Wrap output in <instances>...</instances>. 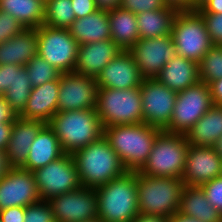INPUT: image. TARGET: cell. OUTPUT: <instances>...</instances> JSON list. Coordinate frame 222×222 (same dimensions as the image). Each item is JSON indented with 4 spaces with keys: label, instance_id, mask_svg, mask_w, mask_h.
<instances>
[{
    "label": "cell",
    "instance_id": "cell-18",
    "mask_svg": "<svg viewBox=\"0 0 222 222\" xmlns=\"http://www.w3.org/2000/svg\"><path fill=\"white\" fill-rule=\"evenodd\" d=\"M143 80L139 67L129 51H121L96 78L98 88L121 90L140 87Z\"/></svg>",
    "mask_w": 222,
    "mask_h": 222
},
{
    "label": "cell",
    "instance_id": "cell-2",
    "mask_svg": "<svg viewBox=\"0 0 222 222\" xmlns=\"http://www.w3.org/2000/svg\"><path fill=\"white\" fill-rule=\"evenodd\" d=\"M162 130L146 123L104 127L103 136L127 171L137 172L146 163L153 143Z\"/></svg>",
    "mask_w": 222,
    "mask_h": 222
},
{
    "label": "cell",
    "instance_id": "cell-51",
    "mask_svg": "<svg viewBox=\"0 0 222 222\" xmlns=\"http://www.w3.org/2000/svg\"><path fill=\"white\" fill-rule=\"evenodd\" d=\"M169 222H200V221L191 218L189 216H184L177 212L169 219Z\"/></svg>",
    "mask_w": 222,
    "mask_h": 222
},
{
    "label": "cell",
    "instance_id": "cell-10",
    "mask_svg": "<svg viewBox=\"0 0 222 222\" xmlns=\"http://www.w3.org/2000/svg\"><path fill=\"white\" fill-rule=\"evenodd\" d=\"M38 55L61 73L74 72L79 44L68 29L37 28Z\"/></svg>",
    "mask_w": 222,
    "mask_h": 222
},
{
    "label": "cell",
    "instance_id": "cell-21",
    "mask_svg": "<svg viewBox=\"0 0 222 222\" xmlns=\"http://www.w3.org/2000/svg\"><path fill=\"white\" fill-rule=\"evenodd\" d=\"M59 86L60 78L33 87L20 117L48 124L58 111Z\"/></svg>",
    "mask_w": 222,
    "mask_h": 222
},
{
    "label": "cell",
    "instance_id": "cell-30",
    "mask_svg": "<svg viewBox=\"0 0 222 222\" xmlns=\"http://www.w3.org/2000/svg\"><path fill=\"white\" fill-rule=\"evenodd\" d=\"M0 11L10 14L26 28L44 24L45 0H0Z\"/></svg>",
    "mask_w": 222,
    "mask_h": 222
},
{
    "label": "cell",
    "instance_id": "cell-50",
    "mask_svg": "<svg viewBox=\"0 0 222 222\" xmlns=\"http://www.w3.org/2000/svg\"><path fill=\"white\" fill-rule=\"evenodd\" d=\"M133 222H169V219L164 216L138 214Z\"/></svg>",
    "mask_w": 222,
    "mask_h": 222
},
{
    "label": "cell",
    "instance_id": "cell-26",
    "mask_svg": "<svg viewBox=\"0 0 222 222\" xmlns=\"http://www.w3.org/2000/svg\"><path fill=\"white\" fill-rule=\"evenodd\" d=\"M178 213L200 222H222V215L209 203L200 186H184Z\"/></svg>",
    "mask_w": 222,
    "mask_h": 222
},
{
    "label": "cell",
    "instance_id": "cell-12",
    "mask_svg": "<svg viewBox=\"0 0 222 222\" xmlns=\"http://www.w3.org/2000/svg\"><path fill=\"white\" fill-rule=\"evenodd\" d=\"M143 122L165 130L171 120L177 92L170 90L156 78L144 79L140 85Z\"/></svg>",
    "mask_w": 222,
    "mask_h": 222
},
{
    "label": "cell",
    "instance_id": "cell-9",
    "mask_svg": "<svg viewBox=\"0 0 222 222\" xmlns=\"http://www.w3.org/2000/svg\"><path fill=\"white\" fill-rule=\"evenodd\" d=\"M213 105L210 87L202 81L178 92L171 120L164 131L185 135Z\"/></svg>",
    "mask_w": 222,
    "mask_h": 222
},
{
    "label": "cell",
    "instance_id": "cell-7",
    "mask_svg": "<svg viewBox=\"0 0 222 222\" xmlns=\"http://www.w3.org/2000/svg\"><path fill=\"white\" fill-rule=\"evenodd\" d=\"M96 111L103 128L143 123L140 87L98 88Z\"/></svg>",
    "mask_w": 222,
    "mask_h": 222
},
{
    "label": "cell",
    "instance_id": "cell-16",
    "mask_svg": "<svg viewBox=\"0 0 222 222\" xmlns=\"http://www.w3.org/2000/svg\"><path fill=\"white\" fill-rule=\"evenodd\" d=\"M40 200L33 172L12 167L0 180V210L13 206L27 207Z\"/></svg>",
    "mask_w": 222,
    "mask_h": 222
},
{
    "label": "cell",
    "instance_id": "cell-8",
    "mask_svg": "<svg viewBox=\"0 0 222 222\" xmlns=\"http://www.w3.org/2000/svg\"><path fill=\"white\" fill-rule=\"evenodd\" d=\"M171 35L177 55L198 63L213 46L206 23L197 10L178 11L173 20Z\"/></svg>",
    "mask_w": 222,
    "mask_h": 222
},
{
    "label": "cell",
    "instance_id": "cell-49",
    "mask_svg": "<svg viewBox=\"0 0 222 222\" xmlns=\"http://www.w3.org/2000/svg\"><path fill=\"white\" fill-rule=\"evenodd\" d=\"M11 165L8 161L6 150L0 149V180H2L11 170Z\"/></svg>",
    "mask_w": 222,
    "mask_h": 222
},
{
    "label": "cell",
    "instance_id": "cell-45",
    "mask_svg": "<svg viewBox=\"0 0 222 222\" xmlns=\"http://www.w3.org/2000/svg\"><path fill=\"white\" fill-rule=\"evenodd\" d=\"M209 87L213 104L222 106V78L212 81Z\"/></svg>",
    "mask_w": 222,
    "mask_h": 222
},
{
    "label": "cell",
    "instance_id": "cell-37",
    "mask_svg": "<svg viewBox=\"0 0 222 222\" xmlns=\"http://www.w3.org/2000/svg\"><path fill=\"white\" fill-rule=\"evenodd\" d=\"M26 29L23 24L10 14L0 11V44L20 34Z\"/></svg>",
    "mask_w": 222,
    "mask_h": 222
},
{
    "label": "cell",
    "instance_id": "cell-24",
    "mask_svg": "<svg viewBox=\"0 0 222 222\" xmlns=\"http://www.w3.org/2000/svg\"><path fill=\"white\" fill-rule=\"evenodd\" d=\"M64 154L54 130L46 124L32 142L26 163L22 168L33 172Z\"/></svg>",
    "mask_w": 222,
    "mask_h": 222
},
{
    "label": "cell",
    "instance_id": "cell-5",
    "mask_svg": "<svg viewBox=\"0 0 222 222\" xmlns=\"http://www.w3.org/2000/svg\"><path fill=\"white\" fill-rule=\"evenodd\" d=\"M184 183L181 178L151 177L137 171L139 214L170 219L178 212Z\"/></svg>",
    "mask_w": 222,
    "mask_h": 222
},
{
    "label": "cell",
    "instance_id": "cell-17",
    "mask_svg": "<svg viewBox=\"0 0 222 222\" xmlns=\"http://www.w3.org/2000/svg\"><path fill=\"white\" fill-rule=\"evenodd\" d=\"M222 158L213 146L188 147L185 169L181 180L184 186H201L221 176Z\"/></svg>",
    "mask_w": 222,
    "mask_h": 222
},
{
    "label": "cell",
    "instance_id": "cell-19",
    "mask_svg": "<svg viewBox=\"0 0 222 222\" xmlns=\"http://www.w3.org/2000/svg\"><path fill=\"white\" fill-rule=\"evenodd\" d=\"M123 51L111 39L79 45L74 72L97 78L103 68Z\"/></svg>",
    "mask_w": 222,
    "mask_h": 222
},
{
    "label": "cell",
    "instance_id": "cell-36",
    "mask_svg": "<svg viewBox=\"0 0 222 222\" xmlns=\"http://www.w3.org/2000/svg\"><path fill=\"white\" fill-rule=\"evenodd\" d=\"M200 187L209 203L222 215V176L215 177Z\"/></svg>",
    "mask_w": 222,
    "mask_h": 222
},
{
    "label": "cell",
    "instance_id": "cell-52",
    "mask_svg": "<svg viewBox=\"0 0 222 222\" xmlns=\"http://www.w3.org/2000/svg\"><path fill=\"white\" fill-rule=\"evenodd\" d=\"M215 148V151L220 155L222 158V136L216 141V143L213 146Z\"/></svg>",
    "mask_w": 222,
    "mask_h": 222
},
{
    "label": "cell",
    "instance_id": "cell-33",
    "mask_svg": "<svg viewBox=\"0 0 222 222\" xmlns=\"http://www.w3.org/2000/svg\"><path fill=\"white\" fill-rule=\"evenodd\" d=\"M200 81L210 84L222 78V45H213L199 62Z\"/></svg>",
    "mask_w": 222,
    "mask_h": 222
},
{
    "label": "cell",
    "instance_id": "cell-42",
    "mask_svg": "<svg viewBox=\"0 0 222 222\" xmlns=\"http://www.w3.org/2000/svg\"><path fill=\"white\" fill-rule=\"evenodd\" d=\"M25 207L13 206L0 210L2 222H24Z\"/></svg>",
    "mask_w": 222,
    "mask_h": 222
},
{
    "label": "cell",
    "instance_id": "cell-48",
    "mask_svg": "<svg viewBox=\"0 0 222 222\" xmlns=\"http://www.w3.org/2000/svg\"><path fill=\"white\" fill-rule=\"evenodd\" d=\"M167 6L176 8L178 11L192 10V0H164Z\"/></svg>",
    "mask_w": 222,
    "mask_h": 222
},
{
    "label": "cell",
    "instance_id": "cell-35",
    "mask_svg": "<svg viewBox=\"0 0 222 222\" xmlns=\"http://www.w3.org/2000/svg\"><path fill=\"white\" fill-rule=\"evenodd\" d=\"M24 222H56L50 202L39 200L25 207Z\"/></svg>",
    "mask_w": 222,
    "mask_h": 222
},
{
    "label": "cell",
    "instance_id": "cell-53",
    "mask_svg": "<svg viewBox=\"0 0 222 222\" xmlns=\"http://www.w3.org/2000/svg\"><path fill=\"white\" fill-rule=\"evenodd\" d=\"M205 0H192V10H196Z\"/></svg>",
    "mask_w": 222,
    "mask_h": 222
},
{
    "label": "cell",
    "instance_id": "cell-29",
    "mask_svg": "<svg viewBox=\"0 0 222 222\" xmlns=\"http://www.w3.org/2000/svg\"><path fill=\"white\" fill-rule=\"evenodd\" d=\"M178 10L167 6L164 9L151 10L136 15L139 38H156L170 35L174 17Z\"/></svg>",
    "mask_w": 222,
    "mask_h": 222
},
{
    "label": "cell",
    "instance_id": "cell-14",
    "mask_svg": "<svg viewBox=\"0 0 222 222\" xmlns=\"http://www.w3.org/2000/svg\"><path fill=\"white\" fill-rule=\"evenodd\" d=\"M56 222H84L98 218L95 188L83 187L49 200Z\"/></svg>",
    "mask_w": 222,
    "mask_h": 222
},
{
    "label": "cell",
    "instance_id": "cell-44",
    "mask_svg": "<svg viewBox=\"0 0 222 222\" xmlns=\"http://www.w3.org/2000/svg\"><path fill=\"white\" fill-rule=\"evenodd\" d=\"M196 10L199 13H222V0H205Z\"/></svg>",
    "mask_w": 222,
    "mask_h": 222
},
{
    "label": "cell",
    "instance_id": "cell-31",
    "mask_svg": "<svg viewBox=\"0 0 222 222\" xmlns=\"http://www.w3.org/2000/svg\"><path fill=\"white\" fill-rule=\"evenodd\" d=\"M32 88L27 70L24 66H19L15 70L14 83L2 95L17 116L23 113Z\"/></svg>",
    "mask_w": 222,
    "mask_h": 222
},
{
    "label": "cell",
    "instance_id": "cell-15",
    "mask_svg": "<svg viewBox=\"0 0 222 222\" xmlns=\"http://www.w3.org/2000/svg\"><path fill=\"white\" fill-rule=\"evenodd\" d=\"M58 111L88 110L97 107L96 78L76 72L61 73Z\"/></svg>",
    "mask_w": 222,
    "mask_h": 222
},
{
    "label": "cell",
    "instance_id": "cell-46",
    "mask_svg": "<svg viewBox=\"0 0 222 222\" xmlns=\"http://www.w3.org/2000/svg\"><path fill=\"white\" fill-rule=\"evenodd\" d=\"M13 123H0V149L6 150L12 131Z\"/></svg>",
    "mask_w": 222,
    "mask_h": 222
},
{
    "label": "cell",
    "instance_id": "cell-20",
    "mask_svg": "<svg viewBox=\"0 0 222 222\" xmlns=\"http://www.w3.org/2000/svg\"><path fill=\"white\" fill-rule=\"evenodd\" d=\"M45 125V122L39 120L25 119L20 116L16 118L6 148L11 167H23L25 165L30 146Z\"/></svg>",
    "mask_w": 222,
    "mask_h": 222
},
{
    "label": "cell",
    "instance_id": "cell-22",
    "mask_svg": "<svg viewBox=\"0 0 222 222\" xmlns=\"http://www.w3.org/2000/svg\"><path fill=\"white\" fill-rule=\"evenodd\" d=\"M156 79L170 90L181 92L200 81L199 63L176 54Z\"/></svg>",
    "mask_w": 222,
    "mask_h": 222
},
{
    "label": "cell",
    "instance_id": "cell-4",
    "mask_svg": "<svg viewBox=\"0 0 222 222\" xmlns=\"http://www.w3.org/2000/svg\"><path fill=\"white\" fill-rule=\"evenodd\" d=\"M48 125L54 130L65 154H73L97 141L104 133L96 108L57 111Z\"/></svg>",
    "mask_w": 222,
    "mask_h": 222
},
{
    "label": "cell",
    "instance_id": "cell-38",
    "mask_svg": "<svg viewBox=\"0 0 222 222\" xmlns=\"http://www.w3.org/2000/svg\"><path fill=\"white\" fill-rule=\"evenodd\" d=\"M167 4L164 0H121L120 8L135 15L151 10L164 9Z\"/></svg>",
    "mask_w": 222,
    "mask_h": 222
},
{
    "label": "cell",
    "instance_id": "cell-6",
    "mask_svg": "<svg viewBox=\"0 0 222 222\" xmlns=\"http://www.w3.org/2000/svg\"><path fill=\"white\" fill-rule=\"evenodd\" d=\"M188 147L185 135L163 130L156 137L146 163L138 172L151 177L181 178Z\"/></svg>",
    "mask_w": 222,
    "mask_h": 222
},
{
    "label": "cell",
    "instance_id": "cell-41",
    "mask_svg": "<svg viewBox=\"0 0 222 222\" xmlns=\"http://www.w3.org/2000/svg\"><path fill=\"white\" fill-rule=\"evenodd\" d=\"M76 19L94 13L97 8L94 0H71Z\"/></svg>",
    "mask_w": 222,
    "mask_h": 222
},
{
    "label": "cell",
    "instance_id": "cell-47",
    "mask_svg": "<svg viewBox=\"0 0 222 222\" xmlns=\"http://www.w3.org/2000/svg\"><path fill=\"white\" fill-rule=\"evenodd\" d=\"M97 10L112 11L120 7L121 0H94Z\"/></svg>",
    "mask_w": 222,
    "mask_h": 222
},
{
    "label": "cell",
    "instance_id": "cell-23",
    "mask_svg": "<svg viewBox=\"0 0 222 222\" xmlns=\"http://www.w3.org/2000/svg\"><path fill=\"white\" fill-rule=\"evenodd\" d=\"M35 55H38L37 28H26L0 44V65L25 66Z\"/></svg>",
    "mask_w": 222,
    "mask_h": 222
},
{
    "label": "cell",
    "instance_id": "cell-1",
    "mask_svg": "<svg viewBox=\"0 0 222 222\" xmlns=\"http://www.w3.org/2000/svg\"><path fill=\"white\" fill-rule=\"evenodd\" d=\"M72 155L83 187H99L127 172L104 136L75 151Z\"/></svg>",
    "mask_w": 222,
    "mask_h": 222
},
{
    "label": "cell",
    "instance_id": "cell-43",
    "mask_svg": "<svg viewBox=\"0 0 222 222\" xmlns=\"http://www.w3.org/2000/svg\"><path fill=\"white\" fill-rule=\"evenodd\" d=\"M17 117L9 103L0 96V123H13Z\"/></svg>",
    "mask_w": 222,
    "mask_h": 222
},
{
    "label": "cell",
    "instance_id": "cell-11",
    "mask_svg": "<svg viewBox=\"0 0 222 222\" xmlns=\"http://www.w3.org/2000/svg\"><path fill=\"white\" fill-rule=\"evenodd\" d=\"M40 200L49 201L81 187L72 154H64L59 159L33 171Z\"/></svg>",
    "mask_w": 222,
    "mask_h": 222
},
{
    "label": "cell",
    "instance_id": "cell-25",
    "mask_svg": "<svg viewBox=\"0 0 222 222\" xmlns=\"http://www.w3.org/2000/svg\"><path fill=\"white\" fill-rule=\"evenodd\" d=\"M68 30L79 45L111 39L106 11L96 10L90 15L76 19Z\"/></svg>",
    "mask_w": 222,
    "mask_h": 222
},
{
    "label": "cell",
    "instance_id": "cell-34",
    "mask_svg": "<svg viewBox=\"0 0 222 222\" xmlns=\"http://www.w3.org/2000/svg\"><path fill=\"white\" fill-rule=\"evenodd\" d=\"M32 87H37L46 82L58 80L61 72L51 66L40 55H35L25 66Z\"/></svg>",
    "mask_w": 222,
    "mask_h": 222
},
{
    "label": "cell",
    "instance_id": "cell-54",
    "mask_svg": "<svg viewBox=\"0 0 222 222\" xmlns=\"http://www.w3.org/2000/svg\"><path fill=\"white\" fill-rule=\"evenodd\" d=\"M84 222H103L101 219L96 218L94 220H90V221H84Z\"/></svg>",
    "mask_w": 222,
    "mask_h": 222
},
{
    "label": "cell",
    "instance_id": "cell-28",
    "mask_svg": "<svg viewBox=\"0 0 222 222\" xmlns=\"http://www.w3.org/2000/svg\"><path fill=\"white\" fill-rule=\"evenodd\" d=\"M111 40L123 51H128L139 39L136 15L120 7L109 11Z\"/></svg>",
    "mask_w": 222,
    "mask_h": 222
},
{
    "label": "cell",
    "instance_id": "cell-32",
    "mask_svg": "<svg viewBox=\"0 0 222 222\" xmlns=\"http://www.w3.org/2000/svg\"><path fill=\"white\" fill-rule=\"evenodd\" d=\"M76 20L71 0H45V26L68 29Z\"/></svg>",
    "mask_w": 222,
    "mask_h": 222
},
{
    "label": "cell",
    "instance_id": "cell-13",
    "mask_svg": "<svg viewBox=\"0 0 222 222\" xmlns=\"http://www.w3.org/2000/svg\"><path fill=\"white\" fill-rule=\"evenodd\" d=\"M134 57L144 79L156 78L164 65L177 53L172 35L139 38L128 50Z\"/></svg>",
    "mask_w": 222,
    "mask_h": 222
},
{
    "label": "cell",
    "instance_id": "cell-39",
    "mask_svg": "<svg viewBox=\"0 0 222 222\" xmlns=\"http://www.w3.org/2000/svg\"><path fill=\"white\" fill-rule=\"evenodd\" d=\"M213 45H222V13H200Z\"/></svg>",
    "mask_w": 222,
    "mask_h": 222
},
{
    "label": "cell",
    "instance_id": "cell-3",
    "mask_svg": "<svg viewBox=\"0 0 222 222\" xmlns=\"http://www.w3.org/2000/svg\"><path fill=\"white\" fill-rule=\"evenodd\" d=\"M98 218L103 222H133L139 214L137 172L122 176L95 188Z\"/></svg>",
    "mask_w": 222,
    "mask_h": 222
},
{
    "label": "cell",
    "instance_id": "cell-40",
    "mask_svg": "<svg viewBox=\"0 0 222 222\" xmlns=\"http://www.w3.org/2000/svg\"><path fill=\"white\" fill-rule=\"evenodd\" d=\"M19 66L15 64L0 65V96L4 95L8 87L14 83L15 70Z\"/></svg>",
    "mask_w": 222,
    "mask_h": 222
},
{
    "label": "cell",
    "instance_id": "cell-27",
    "mask_svg": "<svg viewBox=\"0 0 222 222\" xmlns=\"http://www.w3.org/2000/svg\"><path fill=\"white\" fill-rule=\"evenodd\" d=\"M222 136V106L213 105L185 134L190 146H214Z\"/></svg>",
    "mask_w": 222,
    "mask_h": 222
}]
</instances>
